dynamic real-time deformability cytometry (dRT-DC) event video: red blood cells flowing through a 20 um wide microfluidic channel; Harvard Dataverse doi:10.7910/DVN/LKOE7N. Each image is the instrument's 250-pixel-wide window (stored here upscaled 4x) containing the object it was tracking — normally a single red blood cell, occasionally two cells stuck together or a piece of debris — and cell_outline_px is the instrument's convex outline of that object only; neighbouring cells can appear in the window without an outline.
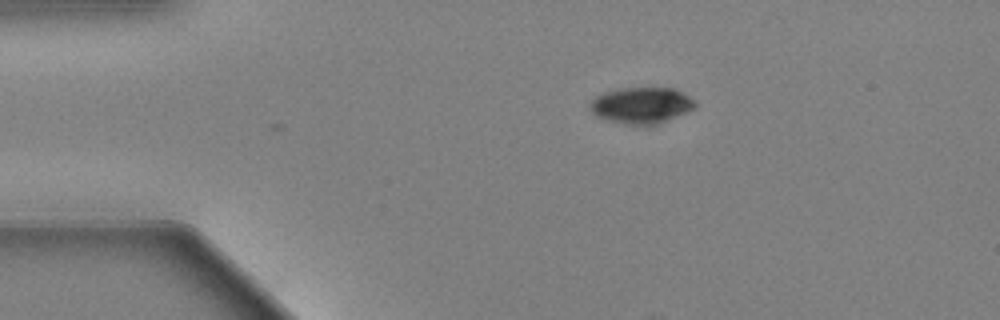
{"species": "Egyptian fruit bat (a non-hibernating species)", "species_latin": "Rousettus aegyptiacus", "temperature_condition": "warm", "stored_images_in_passage": 30, "camera_frame_rate_fps": 3000, "um_per_image_px": 0.085, "animal": {"sex": "female"}, "frame": {"image": 1, "passage_image": 1, "time_ms": 0.0, "image_size_px": [1000, 320], "cell_outline_px": [[696, 108], [660, 124], [648, 128], [644, 128], [604, 120], [596, 116], [588, 108], [592, 100], [596, 96], [604, 92], [620, 88], [672, 88], [696, 100]], "centroid_in_image_um": [54.51, 9.0], "position_along_channel_um": 30.5, "area_um2": 22.89}}
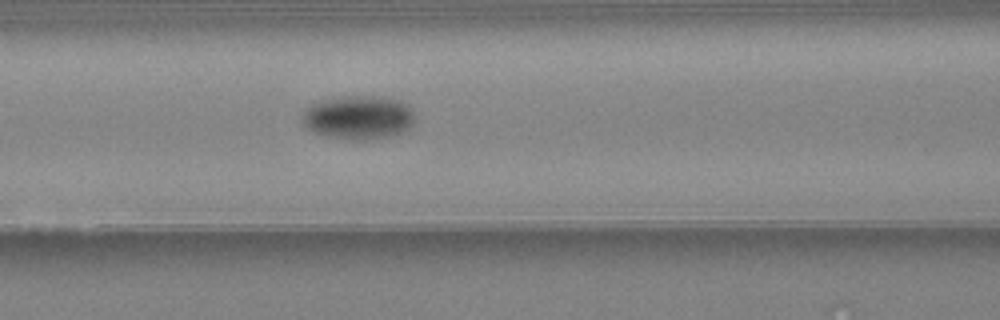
{"frame": {"image": 2, "passage_image": 14, "time_ms": 4.333, "image_size_px": [1000, 320], "cell_outline_px": [[412, 124], [408, 128], [400, 132], [384, 136], [328, 136], [316, 132], [308, 128], [300, 120], [304, 112], [312, 104], [332, 100], [388, 100], [404, 104], [412, 112]], "centroid_in_image_um": [30.4, 10.02], "position_along_channel_um": 136.2, "area_um2": 25.14}}
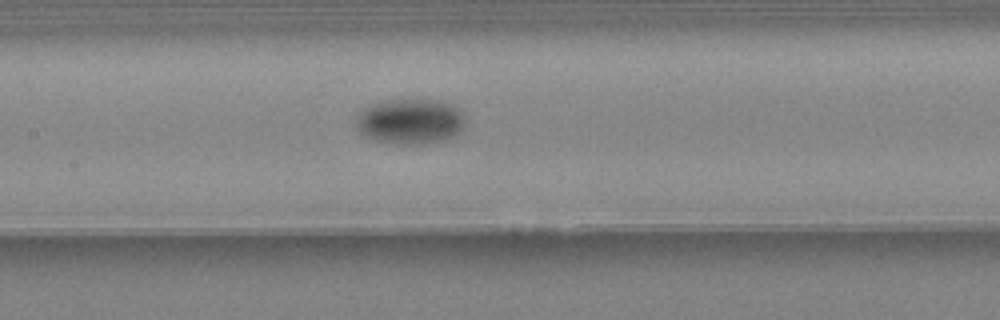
{"frame": {"image": 3, "passage_image": 17, "time_ms": 5.333, "image_size_px": [1000, 320], "cell_outline_px": [[464, 128], [452, 136], [432, 140], [408, 144], [380, 140], [368, 136], [360, 132], [356, 124], [356, 120], [368, 108], [380, 104], [404, 100], [428, 100], [448, 104], [456, 108], [460, 112], [464, 120]], "centroid_in_image_um": [34.91, 10.32], "position_along_channel_um": 172.5, "area_um2": 26.65}}